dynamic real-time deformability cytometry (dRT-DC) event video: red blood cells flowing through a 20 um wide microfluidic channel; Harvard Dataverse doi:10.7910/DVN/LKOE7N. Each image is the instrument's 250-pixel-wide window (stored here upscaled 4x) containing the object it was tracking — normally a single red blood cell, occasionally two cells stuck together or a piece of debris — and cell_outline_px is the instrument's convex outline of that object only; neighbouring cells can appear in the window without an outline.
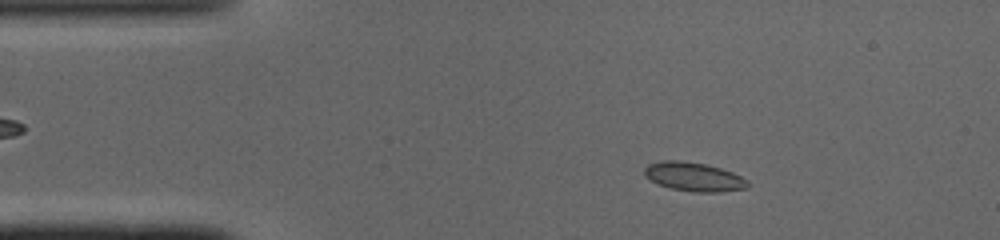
{"species": "common noctule bat (a hibernating species)", "species_latin": "Nyctalus noctula", "temperature_condition": "cold", "stored_images_in_passage": 48, "camera_frame_rate_fps": 3000, "um_per_image_px": 0.085, "animal": {"sex": "male", "body_mass_g": 19.0, "forearm_length_mm": 50.8}, "frame": {"image": 1, "passage_image": 7, "time_ms": 2.0, "image_size_px": [1000, 240], "cell_outline_px": [[748, 184], [744, 188], [716, 192], [692, 192], [672, 188], [660, 184], [644, 176], [644, 168], [648, 164], [660, 160], [680, 160], [704, 164], [720, 168], [732, 172], [748, 180]], "centroid_in_image_um": [58.93, 15.01], "position_along_channel_um": 26.1, "area_um2": 17.17}}
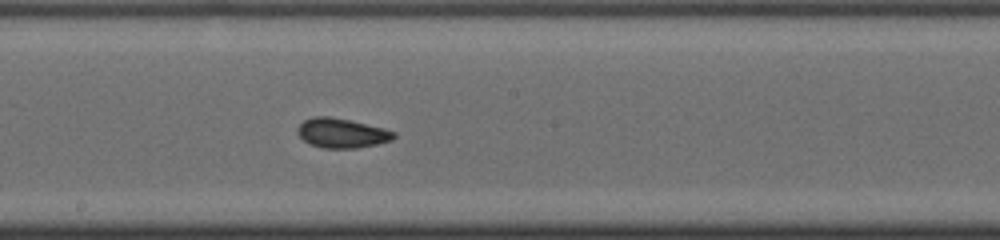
{"frame": {"image": 2, "passage_image": 25, "time_ms": 8.0, "image_size_px": [1000, 240], "cell_outline_px": [[396, 136], [392, 140], [376, 144], [356, 148], [324, 148], [308, 144], [296, 132], [296, 128], [304, 120], [312, 116], [328, 116], [348, 120], [384, 128], [396, 132]], "centroid_in_image_um": [29.03, 11.31], "position_along_channel_um": 219.2, "area_um2": 16.59}}
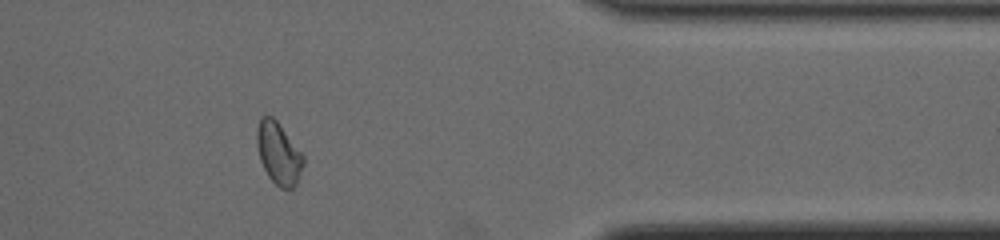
{"frame": {"image": 3, "passage_image": 39, "time_ms": 12.667, "image_size_px": [1000, 240], "cell_outline_px": [[304, 164], [296, 184], [292, 188], [280, 188], [268, 176], [260, 160], [256, 144], [256, 128], [260, 116], [272, 116], [276, 120], [304, 156]], "centroid_in_image_um": [23.65, 13.02], "position_along_channel_um": 387.7, "area_um2": 16.7}, "authors_computed_cell_mechanics": {"area_um2": 16.5886, "velocity_mm_per_s": 4.0924, "shape_relaxation_time_tau1_ms": 5.2742, "shape_relaxation_time_tau2_ms": 1.8877, "deformation_change_tau1": 0.0946, "deformation_change_tau2": 0.0615}}